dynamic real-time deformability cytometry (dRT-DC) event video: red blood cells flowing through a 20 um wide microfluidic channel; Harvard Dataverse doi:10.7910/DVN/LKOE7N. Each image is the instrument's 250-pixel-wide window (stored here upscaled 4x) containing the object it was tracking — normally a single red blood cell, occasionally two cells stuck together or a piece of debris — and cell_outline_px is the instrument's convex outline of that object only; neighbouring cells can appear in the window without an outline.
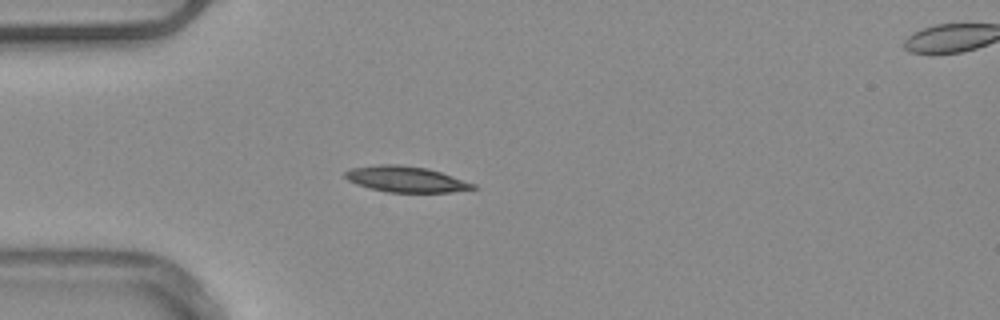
{"species": "common noctule bat (a hibernating species)", "species_latin": "Nyctalus noctula", "temperature_condition": "warm", "stored_images_in_passage": 39, "camera_frame_rate_fps": 3000, "um_per_image_px": 0.085, "animal": {"sex": "male", "body_mass_g": 20.4}, "frame": {"image": 1, "passage_image": 1, "time_ms": 0.0, "image_size_px": [1000, 320], "cell_outline_px": [[476, 188], [452, 192], [388, 192], [356, 184], [348, 180], [344, 176], [344, 172], [352, 168], [380, 164], [400, 164], [428, 168], [476, 184]], "centroid_in_image_um": [34.5, 15.22], "position_along_channel_um": 50.5, "area_um2": 19.13}, "authors_computed_cell_mechanics": {"area_um2": 18.496, "velocity_mm_per_s": 3.8986, "shape_relaxation_time_tau1_ms": 10.1575, "shape_relaxation_time_tau2_ms": 4.2563, "deformation_change_tau1": 0.2341, "deformation_change_tau2": 0.115}}